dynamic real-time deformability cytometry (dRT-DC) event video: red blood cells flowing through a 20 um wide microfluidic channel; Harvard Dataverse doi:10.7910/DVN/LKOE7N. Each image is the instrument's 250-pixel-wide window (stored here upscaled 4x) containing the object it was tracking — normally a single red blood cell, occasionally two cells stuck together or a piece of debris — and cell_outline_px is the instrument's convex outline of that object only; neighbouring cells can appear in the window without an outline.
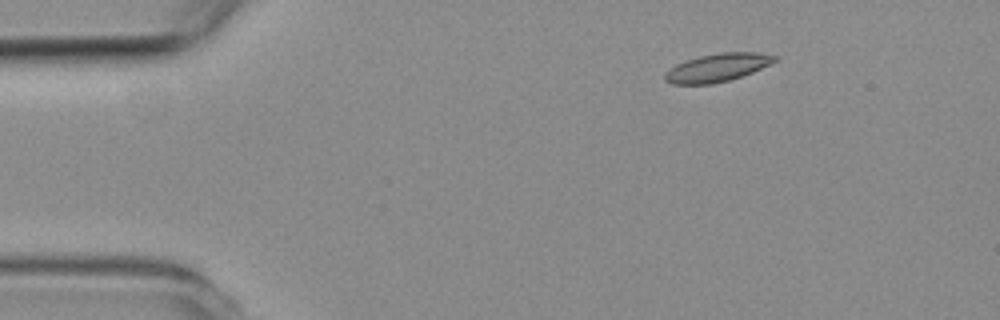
{"species": "common noctule bat (a hibernating species)", "species_latin": "Nyctalus noctula", "temperature_condition": "room temperature", "stored_images_in_passage": 5, "camera_frame_rate_fps": 3000, "um_per_image_px": 0.085, "animal": {"sex": "female", "body_mass_g": 19.3, "forearm_length_mm": 54.1}, "frame": {"image": 1, "passage_image": 3, "time_ms": 2.333, "image_size_px": [1000, 320], "cell_outline_px": [[776, 60], [752, 72], [728, 80], [712, 84], [672, 84], [664, 80], [664, 72], [676, 64], [700, 56], [720, 52], [756, 52], [776, 56]], "centroid_in_image_um": [60.91, 5.75], "position_along_channel_um": 24.1, "area_um2": 17.69}}